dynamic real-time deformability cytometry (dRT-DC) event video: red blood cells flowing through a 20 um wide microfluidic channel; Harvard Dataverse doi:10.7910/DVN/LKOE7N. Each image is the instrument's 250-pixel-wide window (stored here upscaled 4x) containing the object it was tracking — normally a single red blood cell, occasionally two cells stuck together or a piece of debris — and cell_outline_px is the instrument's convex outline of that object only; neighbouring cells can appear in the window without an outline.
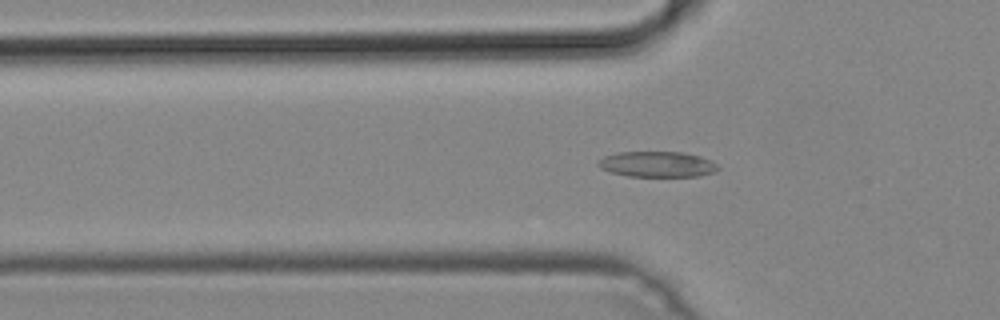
{"species": "common noctule bat (a hibernating species)", "species_latin": "Nyctalus noctula", "temperature_condition": "cold", "stored_images_in_passage": 50, "camera_frame_rate_fps": 3000, "um_per_image_px": 0.085, "animal": {"sex": "male", "body_mass_g": 19.2, "forearm_length_mm": 51.8}, "frame": {"image": 1, "passage_image": 17, "time_ms": 5.333, "image_size_px": [1000, 320], "cell_outline_px": [[720, 168], [716, 172], [700, 176], [628, 176], [612, 172], [600, 168], [596, 164], [604, 156], [616, 152], [684, 152], [700, 156], [712, 160]], "centroid_in_image_um": [55.9, 13.96], "position_along_channel_um": 69.9, "area_um2": 17.98}}
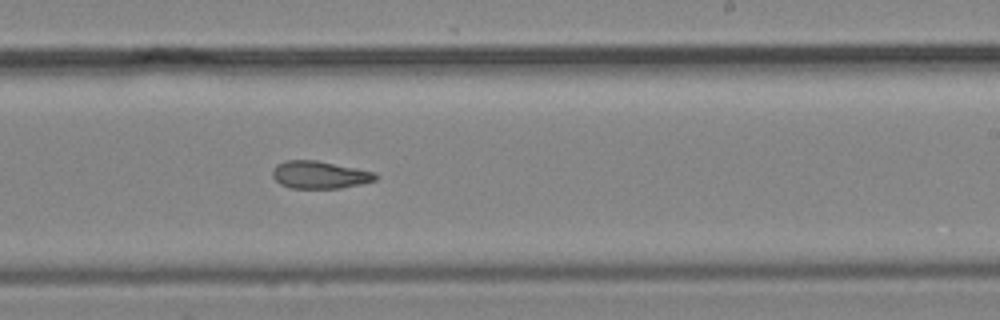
{"frame": {"image": 2, "passage_image": 31, "time_ms": 10.0, "image_size_px": [1000, 320], "cell_outline_px": [[380, 176], [376, 180], [360, 184], [340, 188], [288, 188], [280, 184], [272, 176], [272, 168], [276, 164], [284, 160], [316, 160], [376, 172]], "centroid_in_image_um": [27.16, 14.85], "position_along_channel_um": 261.8, "area_um2": 16.7}}
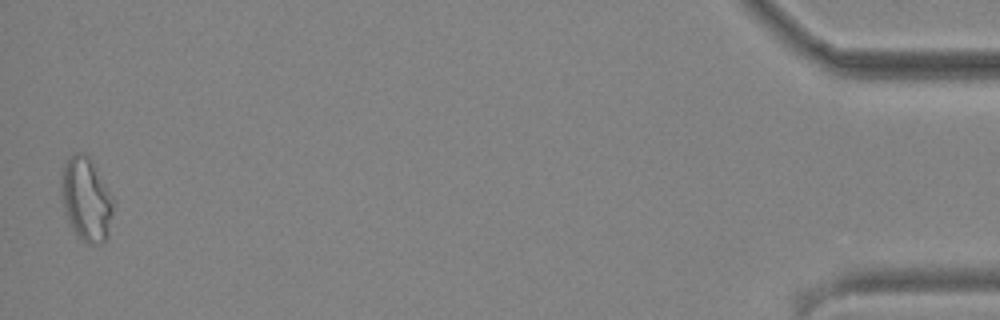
{"frame": {"image": 3, "passage_image": 50, "time_ms": 16.333, "image_size_px": [1000, 320], "cell_outline_px": [[116, 204], [108, 236], [100, 244], [88, 244], [72, 228], [64, 208], [60, 196], [60, 184], [64, 164], [68, 156], [76, 152], [88, 152], [112, 196]], "centroid_in_image_um": [7.35, 16.88], "position_along_channel_um": 427.9, "area_um2": 25.78}}